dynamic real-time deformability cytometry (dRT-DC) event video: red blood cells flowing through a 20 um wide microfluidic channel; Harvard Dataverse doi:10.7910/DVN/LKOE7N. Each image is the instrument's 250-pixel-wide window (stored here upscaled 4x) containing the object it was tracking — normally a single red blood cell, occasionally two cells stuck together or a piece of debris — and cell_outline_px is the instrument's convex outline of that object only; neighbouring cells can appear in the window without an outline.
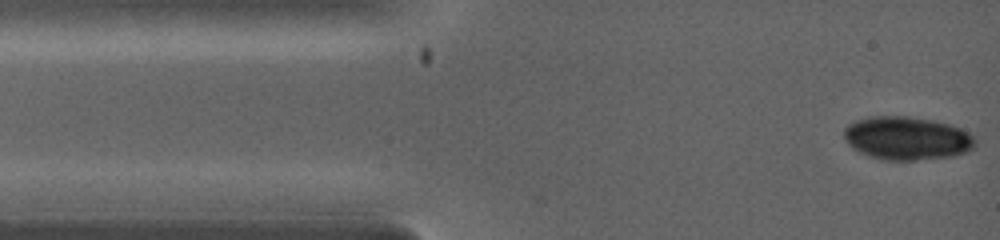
{"species": "common noctule bat (a hibernating species)", "species_latin": "Nyctalus noctula", "temperature_condition": "warm", "stored_images_in_passage": 5, "camera_frame_rate_fps": 5000, "um_per_image_px": 0.085, "animal": {"sex": "female", "body_mass_g": 19.0, "forearm_length_mm": 53.3}, "frame": {"image": 1, "passage_image": 1, "time_ms": 0.0, "image_size_px": [1000, 240], "cell_outline_px": [[976, 148], [968, 152], [956, 156], [916, 160], [880, 160], [868, 156], [852, 148], [844, 140], [844, 128], [848, 124], [856, 120], [868, 116], [908, 116], [932, 120], [948, 124], [960, 128], [968, 132], [976, 140]], "centroid_in_image_um": [77.09, 11.76], "position_along_channel_um": 7.9, "area_um2": 33.58}}